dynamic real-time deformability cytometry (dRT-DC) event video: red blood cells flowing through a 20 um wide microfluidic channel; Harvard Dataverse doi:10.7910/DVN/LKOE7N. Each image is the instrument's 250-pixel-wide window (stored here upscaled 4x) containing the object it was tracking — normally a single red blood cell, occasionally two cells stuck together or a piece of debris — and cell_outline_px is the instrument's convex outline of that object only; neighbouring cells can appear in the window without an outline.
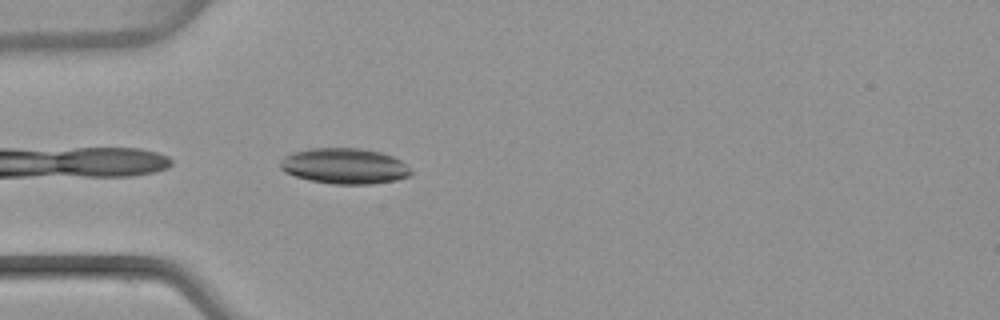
{"species": "common noctule bat (a hibernating species)", "species_latin": "Nyctalus noctula", "temperature_condition": "warm", "stored_images_in_passage": 15, "camera_frame_rate_fps": 3000, "um_per_image_px": 0.085, "animal": {"sex": "female", "body_mass_g": 22.7, "forearm_length_mm": 54.2}, "frame": {"image": 1, "passage_image": 1, "time_ms": 0.0, "image_size_px": [1000, 320], "cell_outline_px": [[412, 172], [408, 176], [396, 180], [372, 184], [332, 184], [308, 180], [284, 172], [280, 168], [280, 164], [284, 156], [292, 152], [312, 148], [360, 148], [380, 152], [392, 156], [400, 160], [412, 168]], "centroid_in_image_um": [29.29, 14.11], "position_along_channel_um": 55.7, "area_um2": 27.28}}
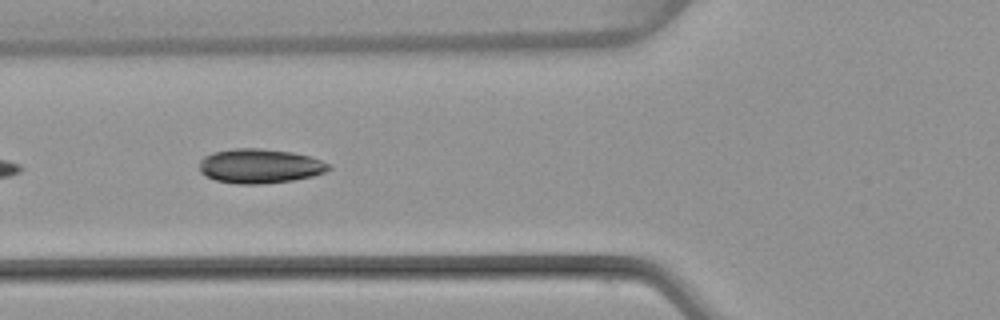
{"frame": {"image": 2, "passage_image": 5, "time_ms": 1.333, "image_size_px": [1000, 320], "cell_outline_px": [[332, 168], [324, 172], [312, 176], [292, 180], [260, 184], [236, 184], [216, 180], [200, 172], [200, 160], [204, 156], [212, 152], [232, 148], [260, 148], [292, 152], [308, 156], [320, 160], [328, 164]], "centroid_in_image_um": [22.05, 14.1], "position_along_channel_um": 103.7, "area_um2": 25.84}}
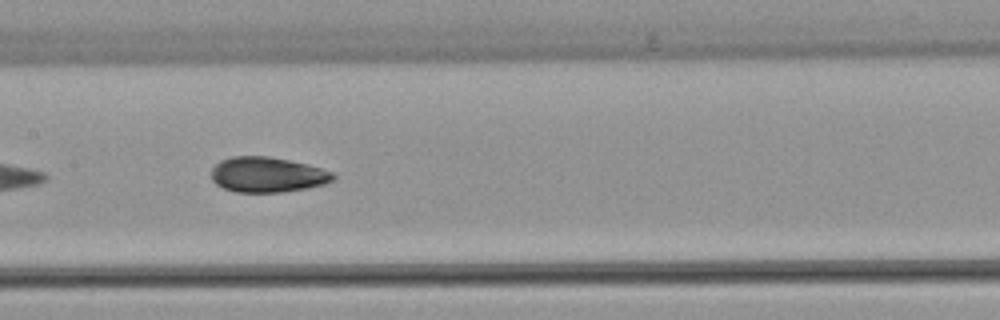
{"frame": {"image": 3, "passage_image": 11, "time_ms": 3.333, "image_size_px": [1000, 320], "cell_outline_px": [[336, 176], [332, 180], [324, 184], [308, 188], [280, 192], [236, 192], [224, 188], [216, 184], [212, 180], [212, 168], [220, 160], [232, 156], [268, 156], [308, 164], [332, 172]], "centroid_in_image_um": [22.71, 14.84], "position_along_channel_um": 184.7, "area_um2": 24.97}}